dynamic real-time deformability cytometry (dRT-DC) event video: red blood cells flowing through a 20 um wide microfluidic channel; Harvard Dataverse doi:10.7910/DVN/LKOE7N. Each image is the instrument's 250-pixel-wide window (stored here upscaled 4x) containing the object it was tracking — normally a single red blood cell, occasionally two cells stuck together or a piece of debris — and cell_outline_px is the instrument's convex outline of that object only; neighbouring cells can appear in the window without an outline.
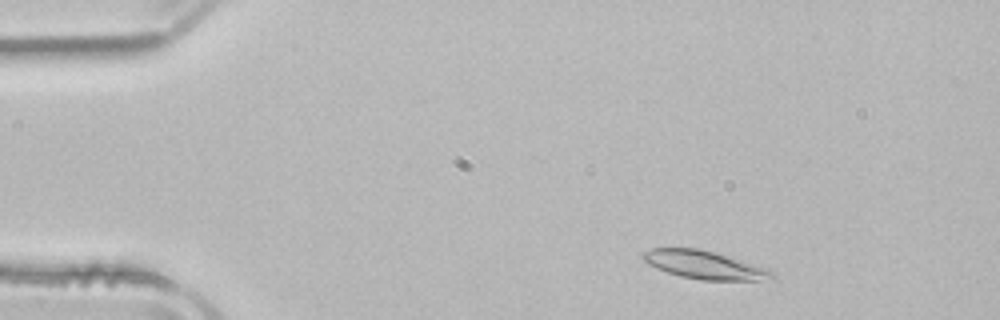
{"species": "common noctule bat (a hibernating species)", "species_latin": "Nyctalus noctula", "temperature_condition": "room temperature", "stored_images_in_passage": 48, "camera_frame_rate_fps": 3000, "um_per_image_px": 0.085, "animal": {"sex": "male", "body_mass_g": 21.5, "forearm_length_mm": 52.0}, "frame": {"image": 1, "passage_image": 4, "time_ms": 1.0, "image_size_px": [1000, 320], "cell_outline_px": [[776, 280], [700, 280], [680, 276], [656, 268], [648, 264], [640, 256], [640, 252], [652, 248], [696, 248], [712, 252], [768, 268], [776, 276]], "centroid_in_image_um": [59.86, 22.52], "position_along_channel_um": 25.1, "area_um2": 21.15}}
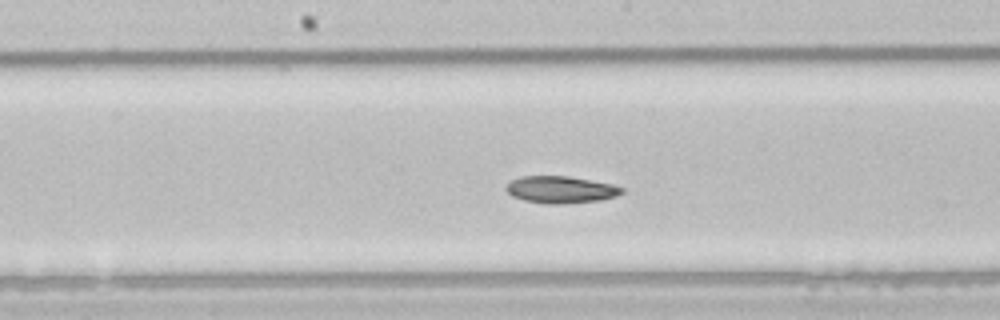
{"frame": {"image": 2, "passage_image": 23, "time_ms": 7.333, "image_size_px": [1000, 320], "cell_outline_px": [[624, 192], [616, 196], [600, 200], [564, 204], [548, 204], [524, 200], [512, 196], [504, 188], [512, 180], [520, 176], [568, 176], [612, 184], [624, 188]], "centroid_in_image_um": [47.66, 16.12], "position_along_channel_um": 200.5, "area_um2": 18.21}}
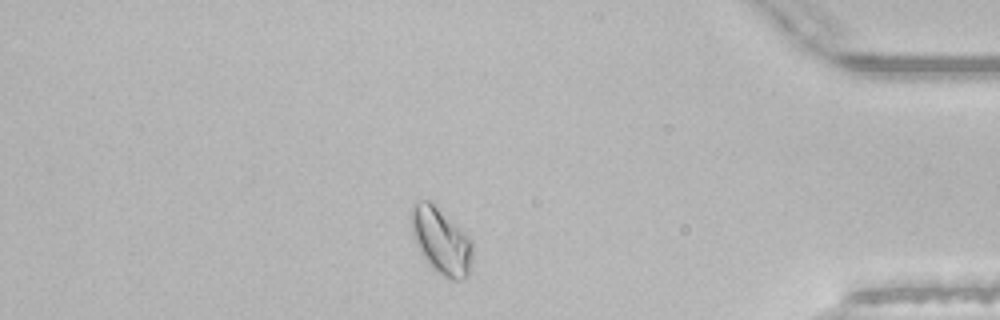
{"frame": {"image": 3, "passage_image": 41, "time_ms": 13.333, "image_size_px": [1000, 320], "cell_outline_px": [[472, 264], [468, 276], [460, 280], [452, 280], [444, 276], [432, 268], [424, 260], [416, 244], [412, 232], [412, 204], [424, 200], [428, 200], [460, 228], [472, 240]], "centroid_in_image_um": [37.51, 20.53], "position_along_channel_um": 397.7, "area_um2": 23.35}, "authors_computed_cell_mechanics": {"area_um2": 19.9699, "velocity_mm_per_s": 3.8876, "shape_relaxation_time_tau1_ms": 4.8619, "shape_relaxation_time_tau2_ms": 10.972, "deformation_change_tau1": 0.1171, "deformation_change_tau2": 0.1228}}